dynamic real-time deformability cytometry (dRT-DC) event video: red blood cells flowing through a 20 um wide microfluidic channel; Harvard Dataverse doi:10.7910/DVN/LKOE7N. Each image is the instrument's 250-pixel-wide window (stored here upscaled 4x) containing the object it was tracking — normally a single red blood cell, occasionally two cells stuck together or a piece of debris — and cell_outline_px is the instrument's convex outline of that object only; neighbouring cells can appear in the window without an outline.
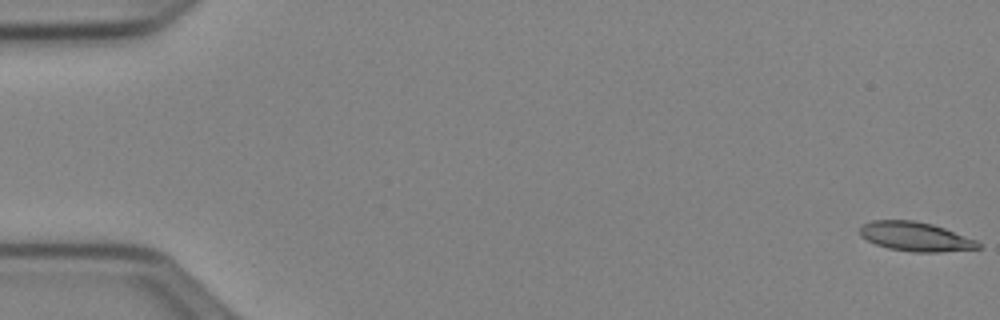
{"species": "Egyptian fruit bat (a non-hibernating species)", "species_latin": "Rousettus aegyptiacus", "temperature_condition": "cold", "stored_images_in_passage": 53, "camera_frame_rate_fps": 3000, "um_per_image_px": 0.085, "animal": {"sex": "female"}, "frame": {"image": 1, "passage_image": 1, "time_ms": 0.0, "image_size_px": [1000, 320], "cell_outline_px": [[980, 248], [940, 252], [912, 252], [888, 248], [876, 244], [860, 236], [860, 228], [864, 224], [872, 220], [916, 220], [932, 224], [944, 228], [976, 240], [980, 244]], "centroid_in_image_um": [77.8, 20.11], "position_along_channel_um": 7.2, "area_um2": 20.0}}
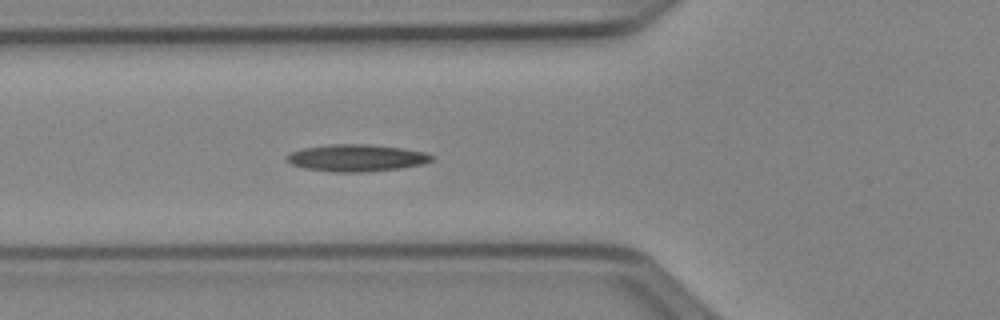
{"frame": {"image": 2, "passage_image": 20, "time_ms": 6.333, "image_size_px": [1000, 320], "cell_outline_px": [[436, 156], [432, 160], [424, 164], [400, 168], [364, 172], [336, 172], [304, 168], [292, 164], [284, 160], [284, 156], [292, 152], [304, 148], [328, 144], [368, 144], [400, 148], [424, 152]], "centroid_in_image_um": [30.29, 13.42], "position_along_channel_um": 95.5, "area_um2": 22.83}}
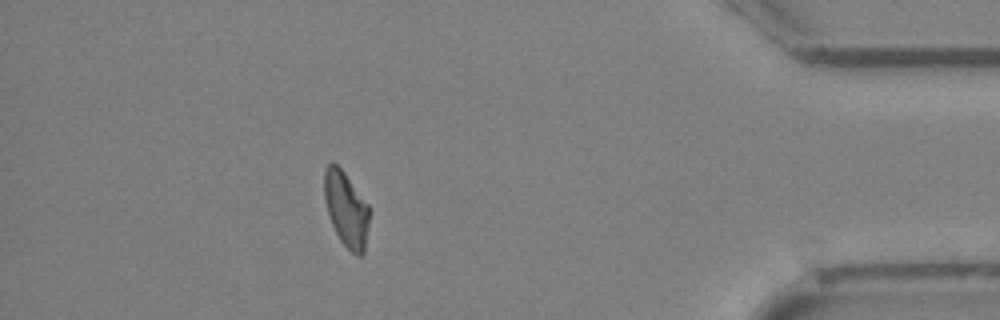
{"frame": {"image": 3, "passage_image": 47, "time_ms": 15.333, "image_size_px": [1000, 320], "cell_outline_px": [[368, 224], [364, 252], [360, 256], [356, 256], [340, 240], [332, 224], [324, 200], [324, 168], [332, 160], [344, 172], [368, 204]], "centroid_in_image_um": [29.4, 17.75], "position_along_channel_um": 405.8, "area_um2": 19.48}, "authors_computed_cell_mechanics": {"area_um2": 20.5768, "velocity_mm_per_s": 3.9482, "shape_relaxation_time_tau1_ms": 11.3878, "shape_relaxation_time_tau2_ms": 5.1282, "deformation_change_tau1": 0.2354, "deformation_change_tau2": 0.1274}}